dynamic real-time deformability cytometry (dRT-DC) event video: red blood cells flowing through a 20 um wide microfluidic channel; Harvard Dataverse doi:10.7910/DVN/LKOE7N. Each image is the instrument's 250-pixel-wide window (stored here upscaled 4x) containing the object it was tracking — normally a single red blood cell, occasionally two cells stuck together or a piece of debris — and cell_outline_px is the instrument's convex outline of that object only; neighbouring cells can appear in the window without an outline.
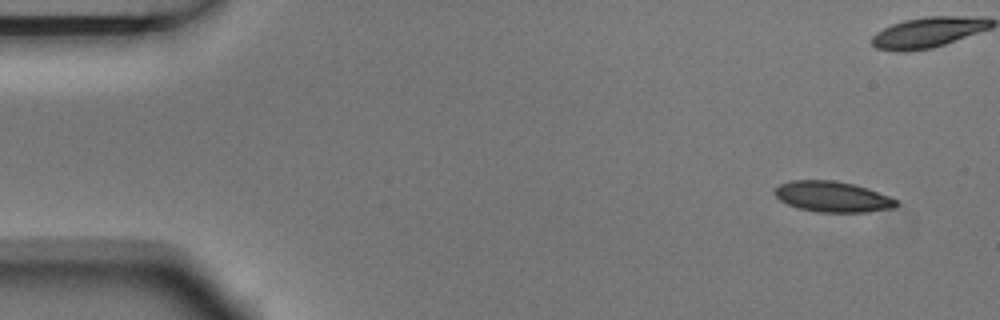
{"species": "Egyptian fruit bat (a non-hibernating species)", "species_latin": "Rousettus aegyptiacus", "temperature_condition": "room temperature", "stored_images_in_passage": 5, "camera_frame_rate_fps": 3000, "um_per_image_px": 0.085, "animal": {"sex": "male"}, "frame": {"image": 1, "passage_image": 1, "time_ms": 0.0, "image_size_px": [1000, 320], "cell_outline_px": [[896, 204], [892, 208], [868, 212], [816, 212], [800, 208], [788, 204], [780, 200], [772, 192], [780, 184], [792, 180], [832, 180], [856, 184], [868, 188], [888, 196], [896, 200]], "centroid_in_image_um": [70.73, 16.71], "position_along_channel_um": 14.3, "area_um2": 21.62}}